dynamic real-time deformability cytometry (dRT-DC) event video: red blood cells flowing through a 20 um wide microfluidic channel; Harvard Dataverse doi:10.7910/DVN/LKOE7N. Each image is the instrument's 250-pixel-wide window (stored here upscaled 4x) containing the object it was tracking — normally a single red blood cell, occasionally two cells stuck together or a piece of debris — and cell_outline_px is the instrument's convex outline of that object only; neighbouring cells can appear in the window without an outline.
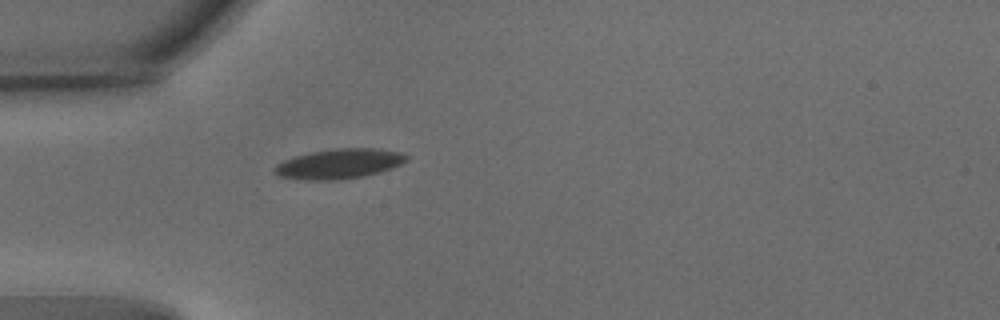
{"species": "common noctule bat (a hibernating species)", "species_latin": "Nyctalus noctula", "temperature_condition": "warm", "stored_images_in_passage": 17, "camera_frame_rate_fps": 3000, "um_per_image_px": 0.085, "animal": {"sex": "male", "body_mass_g": 15.6}, "frame": {"image": 1, "passage_image": 1, "time_ms": 0.0, "image_size_px": [1000, 320], "cell_outline_px": [[408, 160], [392, 168], [380, 172], [364, 176], [336, 180], [300, 180], [280, 176], [272, 172], [272, 168], [276, 164], [284, 160], [296, 156], [312, 152], [336, 148], [380, 148], [400, 152], [408, 156]], "centroid_in_image_um": [28.82, 13.92], "position_along_channel_um": 56.2, "area_um2": 23.12}}